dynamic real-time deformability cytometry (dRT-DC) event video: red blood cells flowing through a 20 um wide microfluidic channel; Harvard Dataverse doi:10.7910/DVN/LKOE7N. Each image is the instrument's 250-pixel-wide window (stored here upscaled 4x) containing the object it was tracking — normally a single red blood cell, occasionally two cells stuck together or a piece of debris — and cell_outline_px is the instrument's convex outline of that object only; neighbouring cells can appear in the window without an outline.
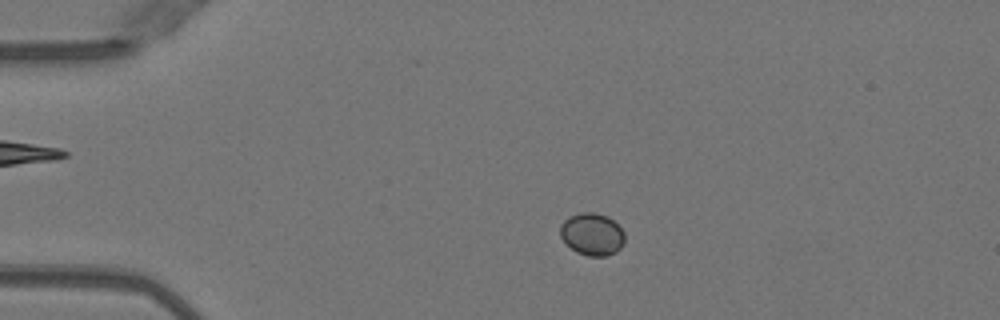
{"species": "Egyptian fruit bat (a non-hibernating species)", "species_latin": "Rousettus aegyptiacus", "temperature_condition": "warm", "stored_images_in_passage": 49, "camera_frame_rate_fps": 3000, "um_per_image_px": 0.085, "animal": {"sex": "female"}, "frame": {"image": 1, "passage_image": 9, "time_ms": 2.667, "image_size_px": [1000, 320], "cell_outline_px": [[624, 244], [616, 252], [604, 256], [588, 256], [576, 252], [560, 236], [560, 224], [568, 216], [580, 212], [592, 212], [608, 216], [624, 232]], "centroid_in_image_um": [50.32, 19.9], "position_along_channel_um": 34.7, "area_um2": 15.9}}
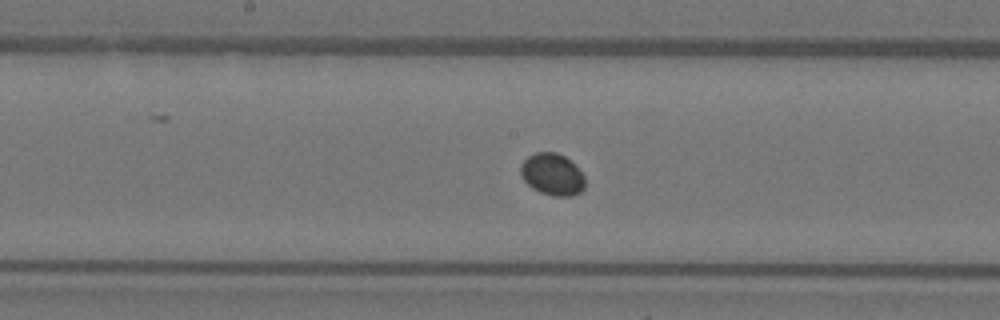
{"frame": {"image": 2, "passage_image": 25, "time_ms": 8.0, "image_size_px": [1000, 320], "cell_outline_px": [[584, 188], [580, 192], [572, 196], [552, 196], [540, 192], [532, 188], [524, 180], [520, 172], [520, 164], [528, 156], [536, 152], [556, 152], [564, 156], [584, 176]], "centroid_in_image_um": [46.91, 14.83], "position_along_channel_um": 201.3, "area_um2": 15.55}}
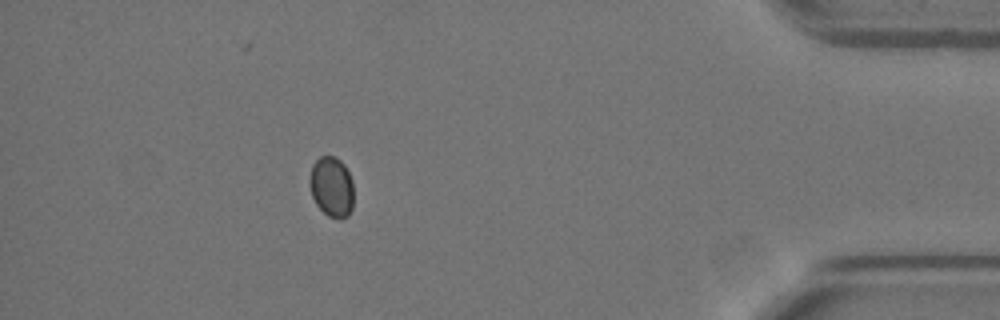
{"frame": {"image": 3, "passage_image": 44, "time_ms": 14.333, "image_size_px": [1000, 320], "cell_outline_px": [[352, 208], [348, 216], [340, 220], [328, 216], [316, 204], [312, 196], [308, 180], [312, 164], [320, 156], [336, 156], [344, 164], [352, 180]], "centroid_in_image_um": [28.17, 15.87], "position_along_channel_um": 407.0, "area_um2": 15.61}}